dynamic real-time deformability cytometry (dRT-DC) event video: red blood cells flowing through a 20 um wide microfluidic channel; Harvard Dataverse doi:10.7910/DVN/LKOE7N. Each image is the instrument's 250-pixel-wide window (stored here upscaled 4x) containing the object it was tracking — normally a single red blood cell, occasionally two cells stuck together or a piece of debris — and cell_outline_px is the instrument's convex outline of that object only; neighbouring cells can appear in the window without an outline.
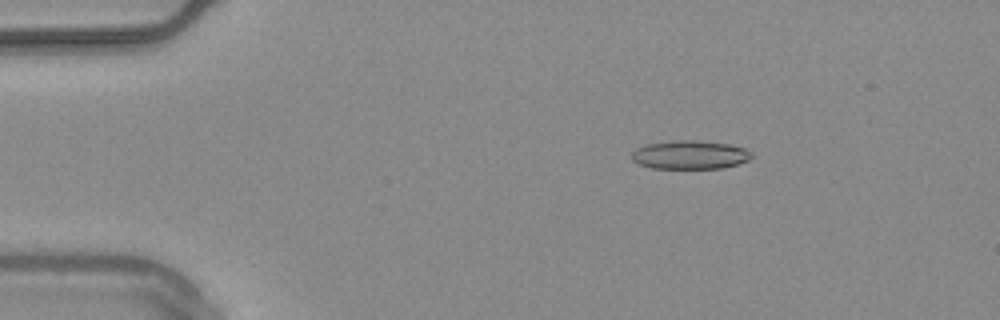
{"species": "common noctule bat (a hibernating species)", "species_latin": "Nyctalus noctula", "temperature_condition": "warm", "stored_images_in_passage": 54, "camera_frame_rate_fps": 3000, "um_per_image_px": 0.085, "animal": {"sex": "male", "body_mass_g": 20.4}, "frame": {"image": 1, "passage_image": 9, "time_ms": 2.667, "image_size_px": [1000, 320], "cell_outline_px": [[752, 156], [748, 160], [736, 164], [720, 168], [652, 168], [640, 164], [632, 160], [632, 152], [636, 148], [644, 144], [672, 140], [696, 140], [728, 144], [744, 148], [752, 152]], "centroid_in_image_um": [58.61, 13.15], "position_along_channel_um": 26.4, "area_um2": 19.94}}
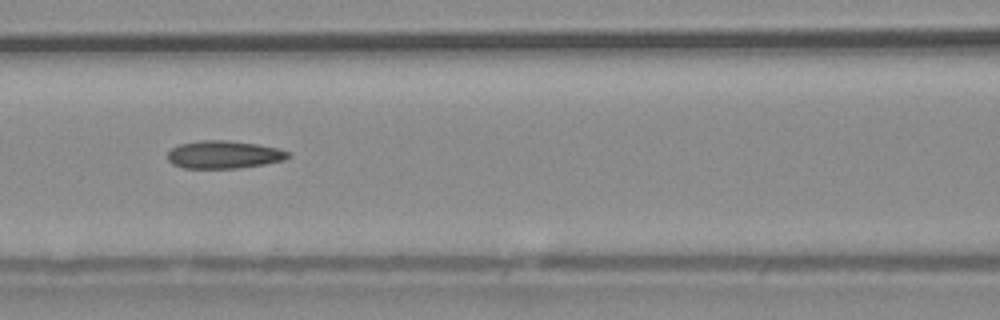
{"frame": {"image": 2, "passage_image": 24, "time_ms": 7.667, "image_size_px": [1000, 320], "cell_outline_px": [[288, 156], [284, 160], [264, 164], [236, 168], [184, 168], [172, 164], [168, 160], [168, 152], [172, 148], [180, 144], [204, 140], [224, 140], [256, 144], [280, 148], [288, 152]], "centroid_in_image_um": [19.01, 13.14], "position_along_channel_um": 147.6, "area_um2": 19.31}}
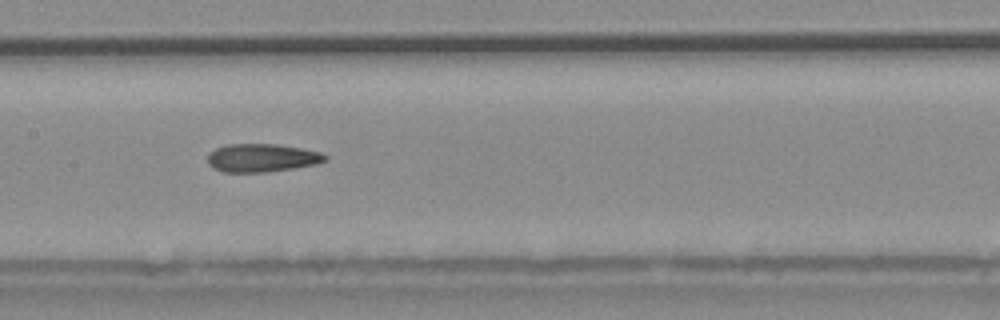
{"frame": {"image": 3, "passage_image": 27, "time_ms": 8.667, "image_size_px": [1000, 320], "cell_outline_px": [[328, 160], [316, 164], [292, 168], [264, 172], [224, 172], [212, 168], [208, 164], [208, 156], [216, 148], [228, 144], [276, 144], [300, 148], [320, 152], [328, 156]], "centroid_in_image_um": [22.26, 13.42], "position_along_channel_um": 185.1, "area_um2": 19.19}, "authors_computed_cell_mechanics": {"area_um2": 19.4786, "velocity_mm_per_s": 3.7589, "shape_relaxation_time_tau1_ms": 8.8614, "shape_relaxation_time_tau2_ms": 2.9075, "deformation_change_tau1": 0.1987, "deformation_change_tau2": 0.1321}}